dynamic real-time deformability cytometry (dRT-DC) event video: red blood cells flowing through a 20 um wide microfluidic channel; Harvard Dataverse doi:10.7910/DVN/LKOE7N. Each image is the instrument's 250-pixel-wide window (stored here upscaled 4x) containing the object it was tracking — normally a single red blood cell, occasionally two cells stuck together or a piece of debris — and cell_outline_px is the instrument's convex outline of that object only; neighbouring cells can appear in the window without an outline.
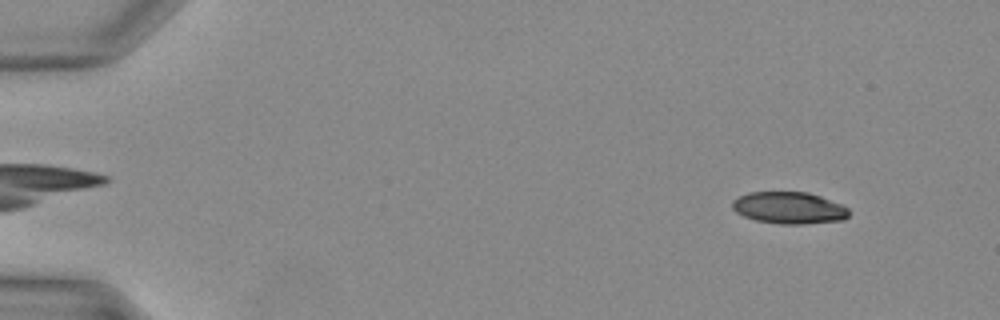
{"species": "Egyptian fruit bat (a non-hibernating species)", "species_latin": "Rousettus aegyptiacus", "temperature_condition": "warm", "stored_images_in_passage": 8, "camera_frame_rate_fps": 3000, "um_per_image_px": 0.085, "animal": {"sex": "female"}, "frame": {"image": 1, "passage_image": 4, "time_ms": 1.0, "image_size_px": [1000, 320], "cell_outline_px": [[848, 216], [844, 220], [804, 224], [780, 224], [756, 220], [744, 216], [736, 212], [732, 208], [732, 200], [748, 192], [808, 192], [820, 196], [840, 204], [848, 208]], "centroid_in_image_um": [67.06, 17.67], "position_along_channel_um": 17.9, "area_um2": 21.62}}